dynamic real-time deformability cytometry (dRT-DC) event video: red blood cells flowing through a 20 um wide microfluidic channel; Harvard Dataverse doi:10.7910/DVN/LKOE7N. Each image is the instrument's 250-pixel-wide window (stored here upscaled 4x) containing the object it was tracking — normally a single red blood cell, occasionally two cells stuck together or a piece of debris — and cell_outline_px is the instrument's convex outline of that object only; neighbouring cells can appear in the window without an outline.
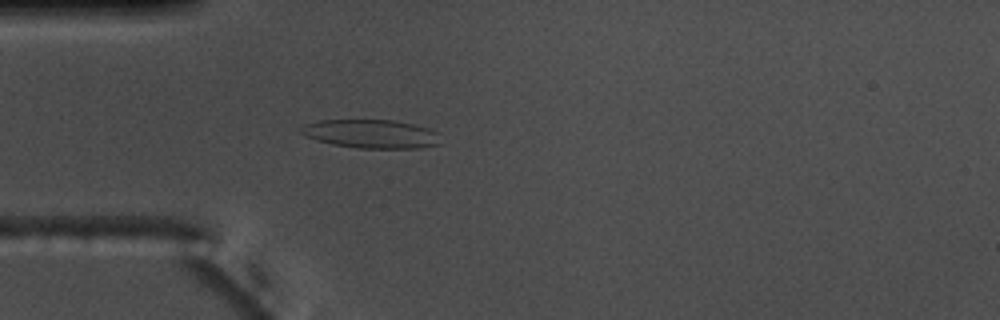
{"species": "common noctule bat (a hibernating species)", "species_latin": "Nyctalus noctula", "temperature_condition": "warm", "stored_images_in_passage": 47, "camera_frame_rate_fps": 3000, "um_per_image_px": 0.085, "animal": {"sex": "male", "body_mass_g": 17.5, "forearm_length_mm": 52.3}, "frame": {"image": 1, "passage_image": 7, "time_ms": 2.0, "image_size_px": [1000, 320], "cell_outline_px": [[440, 144], [420, 148], [356, 148], [332, 144], [316, 140], [300, 132], [296, 128], [304, 124], [320, 120], [392, 120], [412, 124], [428, 128], [436, 132]], "centroid_in_image_um": [31.5, 11.38], "position_along_channel_um": 53.5, "area_um2": 23.24}}
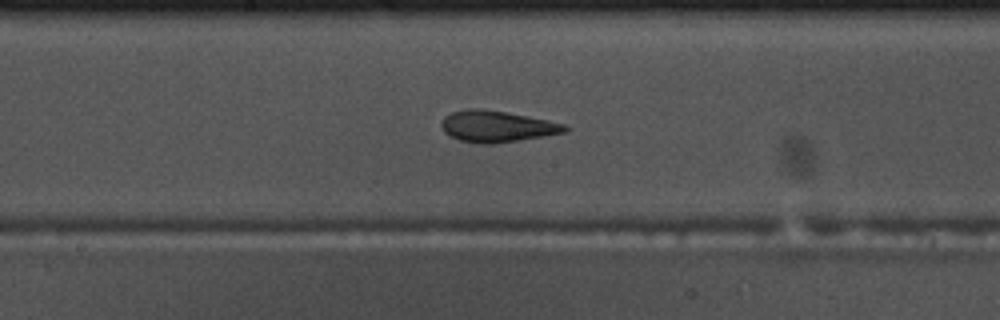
{"frame": {"image": 2, "passage_image": 20, "time_ms": 6.333, "image_size_px": [1000, 320], "cell_outline_px": [[568, 132], [520, 140], [492, 144], [480, 144], [460, 140], [448, 136], [444, 132], [440, 124], [444, 116], [452, 112], [468, 108], [480, 108], [508, 112], [568, 124]], "centroid_in_image_um": [42.24, 10.74], "position_along_channel_um": 206.0, "area_um2": 22.89}}
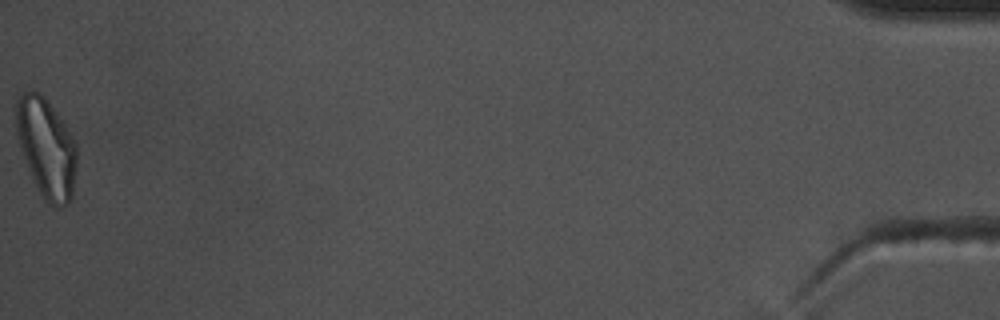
{"frame": {"image": 3, "passage_image": 47, "time_ms": 15.333, "image_size_px": [1000, 320], "cell_outline_px": [[76, 164], [72, 196], [68, 204], [60, 208], [56, 208], [44, 200], [32, 176], [24, 156], [20, 144], [16, 128], [16, 100], [24, 92], [32, 88], [44, 96], [56, 112], [72, 136], [76, 144]], "centroid_in_image_um": [3.95, 12.56], "position_along_channel_um": 431.2, "area_um2": 34.62}, "authors_computed_cell_mechanics": {"area_um2": 23.12, "velocity_mm_per_s": 3.6686, "shape_relaxation_time_tau1_ms": null, "shape_relaxation_time_tau2_ms": 2.6015, "deformation_change_tau1": null, "deformation_change_tau2": 0.1054}}